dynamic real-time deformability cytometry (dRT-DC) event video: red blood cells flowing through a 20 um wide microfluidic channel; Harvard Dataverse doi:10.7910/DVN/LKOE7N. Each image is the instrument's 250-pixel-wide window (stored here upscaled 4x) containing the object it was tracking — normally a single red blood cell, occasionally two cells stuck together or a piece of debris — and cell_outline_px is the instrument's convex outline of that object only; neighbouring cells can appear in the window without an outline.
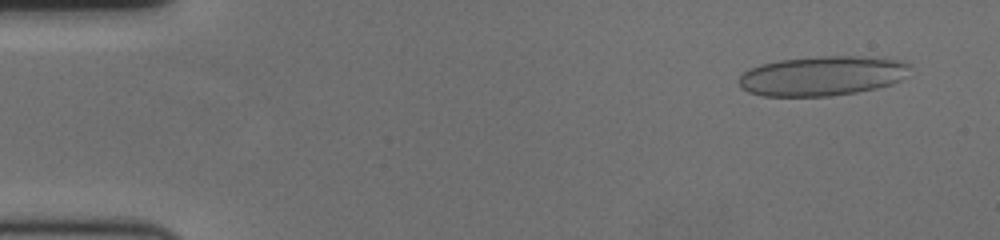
{"species": "human", "species_latin": "Homo sapiens", "temperature_condition": "cold", "stored_images_in_passage": 59, "camera_frame_rate_fps": 3000, "um_per_image_px": 0.085, "donor": {"sex": "female"}, "frame": {"image": 1, "passage_image": 4, "time_ms": 1.0, "image_size_px": [1000, 240], "cell_outline_px": [[908, 64], [904, 76], [900, 80], [892, 84], [876, 88], [856, 92], [828, 96], [764, 96], [748, 92], [740, 84], [740, 76], [748, 68], [760, 64], [780, 60], [820, 56], [860, 56], [896, 60]], "centroid_in_image_um": [69.83, 6.45], "position_along_channel_um": 15.2, "area_um2": 39.07}}
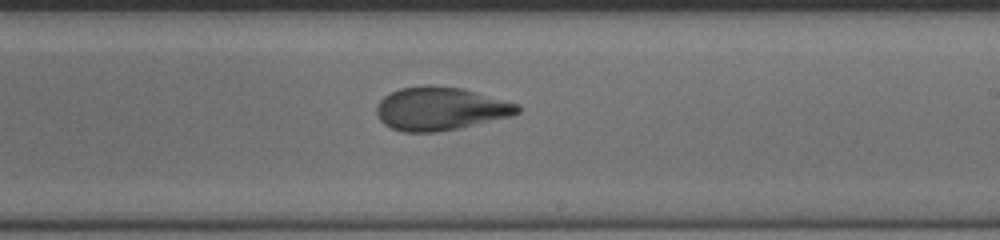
{"frame": {"image": 2, "passage_image": 35, "time_ms": 11.333, "image_size_px": [1000, 240], "cell_outline_px": [[520, 112], [512, 116], [460, 128], [440, 132], [404, 132], [392, 128], [384, 124], [380, 120], [376, 112], [376, 108], [380, 100], [384, 96], [400, 88], [424, 84], [428, 84], [464, 88], [520, 104]], "centroid_in_image_um": [37.45, 9.23], "position_along_channel_um": 251.5, "area_um2": 35.95}}
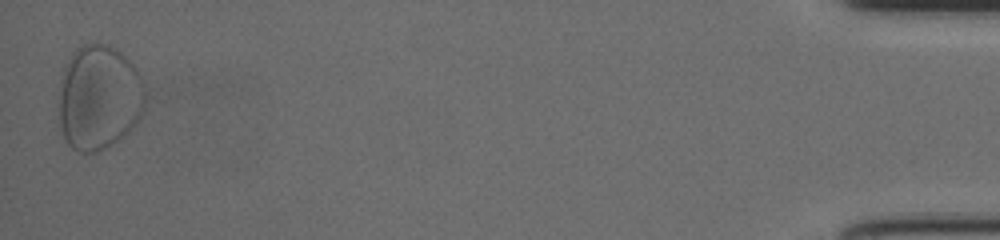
{"frame": {"image": 3, "passage_image": 58, "time_ms": 19.0, "image_size_px": [1000, 240], "cell_outline_px": [[144, 104], [140, 116], [132, 128], [124, 136], [112, 144], [96, 152], [76, 152], [68, 144], [64, 136], [60, 124], [60, 76], [64, 64], [72, 52], [76, 48], [84, 44], [108, 44], [120, 52], [136, 68], [144, 84]], "centroid_in_image_um": [8.39, 8.28], "position_along_channel_um": 426.8, "area_um2": 52.83}}